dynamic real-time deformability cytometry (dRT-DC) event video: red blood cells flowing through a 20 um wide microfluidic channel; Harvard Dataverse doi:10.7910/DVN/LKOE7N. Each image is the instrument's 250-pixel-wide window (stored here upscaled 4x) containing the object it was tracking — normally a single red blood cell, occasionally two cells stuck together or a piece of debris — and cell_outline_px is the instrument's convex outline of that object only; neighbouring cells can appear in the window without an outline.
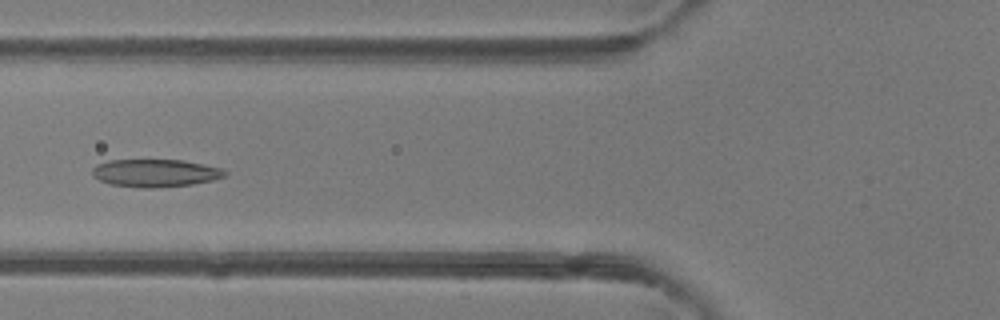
{"species": "common noctule bat (a hibernating species)", "species_latin": "Nyctalus noctula", "temperature_condition": "room temperature", "stored_images_in_passage": 50, "camera_frame_rate_fps": 3000, "um_per_image_px": 0.085, "animal": {"sex": "female"}, "frame": {"image": 1, "passage_image": 20, "time_ms": 6.333, "image_size_px": [1000, 320], "cell_outline_px": [[228, 172], [224, 176], [212, 180], [192, 184], [156, 188], [140, 188], [112, 184], [100, 180], [92, 176], [92, 168], [96, 164], [108, 160], [184, 160], [224, 168]], "centroid_in_image_um": [13.21, 14.7], "position_along_channel_um": 112.6, "area_um2": 21.56}}
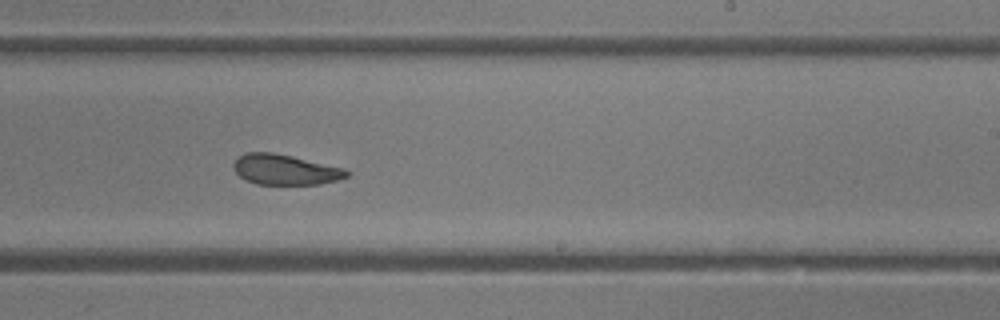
{"frame": {"image": 2, "passage_image": 31, "time_ms": 10.0, "image_size_px": [1000, 320], "cell_outline_px": [[352, 172], [348, 176], [336, 180], [320, 184], [256, 184], [240, 176], [236, 172], [232, 164], [240, 156], [248, 152], [272, 152], [292, 156], [344, 168]], "centroid_in_image_um": [24.26, 14.41], "position_along_channel_um": 264.7, "area_um2": 19.83}}
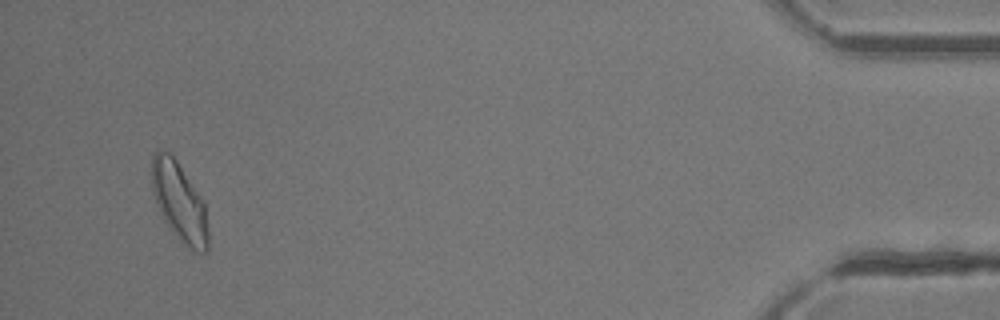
{"frame": {"image": 3, "passage_image": 48, "time_ms": 15.667, "image_size_px": [1000, 320], "cell_outline_px": [[208, 252], [200, 252], [192, 248], [164, 220], [156, 204], [152, 192], [152, 156], [156, 148], [160, 148], [168, 152], [176, 160], [204, 204], [208, 232]], "centroid_in_image_um": [15.2, 17.08], "position_along_channel_um": 420.0, "area_um2": 24.85}, "authors_computed_cell_mechanics": {"area_um2": 22.5709, "velocity_mm_per_s": 4.1447, "shape_relaxation_time_tau1_ms": 5.8973, "shape_relaxation_time_tau2_ms": 1.7743, "deformation_change_tau1": 0.1397, "deformation_change_tau2": 0.0763}}